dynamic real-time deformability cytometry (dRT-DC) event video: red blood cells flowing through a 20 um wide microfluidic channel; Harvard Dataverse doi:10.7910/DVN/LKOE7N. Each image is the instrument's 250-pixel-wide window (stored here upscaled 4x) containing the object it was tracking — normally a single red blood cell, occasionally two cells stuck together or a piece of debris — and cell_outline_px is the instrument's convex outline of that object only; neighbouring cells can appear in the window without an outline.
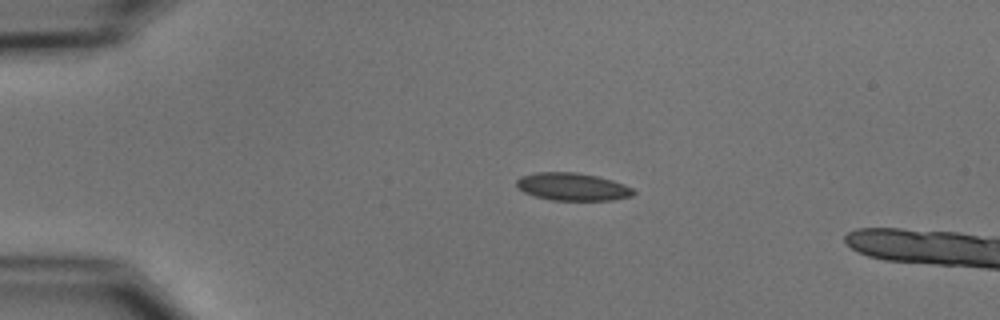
{"species": "common noctule bat (a hibernating species)", "species_latin": "Nyctalus noctula", "temperature_condition": "cold", "stored_images_in_passage": 6, "camera_frame_rate_fps": 3000, "um_per_image_px": 0.085, "animal": {"sex": "male", "body_mass_g": 15.6}, "frame": {"image": 1, "passage_image": 1, "time_ms": 0.0, "image_size_px": [1000, 320], "cell_outline_px": [[636, 192], [632, 196], [612, 200], [552, 200], [536, 196], [524, 192], [516, 188], [516, 180], [520, 176], [536, 172], [576, 172], [596, 176], [612, 180], [624, 184], [632, 188]], "centroid_in_image_um": [48.64, 15.87], "position_along_channel_um": 36.4, "area_um2": 18.9}}